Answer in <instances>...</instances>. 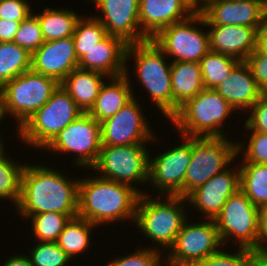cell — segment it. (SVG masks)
<instances>
[{"label":"cell","mask_w":267,"mask_h":266,"mask_svg":"<svg viewBox=\"0 0 267 266\" xmlns=\"http://www.w3.org/2000/svg\"><path fill=\"white\" fill-rule=\"evenodd\" d=\"M135 58V68L142 86L148 90L158 109L172 117L171 64L165 62L164 52L151 40L127 46L125 60ZM128 58V59H127Z\"/></svg>","instance_id":"8992f818"},{"label":"cell","mask_w":267,"mask_h":266,"mask_svg":"<svg viewBox=\"0 0 267 266\" xmlns=\"http://www.w3.org/2000/svg\"><path fill=\"white\" fill-rule=\"evenodd\" d=\"M244 144L229 142L225 137H192V154L185 174L183 198L220 174L244 149Z\"/></svg>","instance_id":"ba28073f"},{"label":"cell","mask_w":267,"mask_h":266,"mask_svg":"<svg viewBox=\"0 0 267 266\" xmlns=\"http://www.w3.org/2000/svg\"><path fill=\"white\" fill-rule=\"evenodd\" d=\"M127 46L122 39L107 35L79 59L78 67L103 73L110 78L122 76L127 69Z\"/></svg>","instance_id":"44dd1931"},{"label":"cell","mask_w":267,"mask_h":266,"mask_svg":"<svg viewBox=\"0 0 267 266\" xmlns=\"http://www.w3.org/2000/svg\"><path fill=\"white\" fill-rule=\"evenodd\" d=\"M196 11H199L202 6H200L199 0H186Z\"/></svg>","instance_id":"c3c4849f"},{"label":"cell","mask_w":267,"mask_h":266,"mask_svg":"<svg viewBox=\"0 0 267 266\" xmlns=\"http://www.w3.org/2000/svg\"><path fill=\"white\" fill-rule=\"evenodd\" d=\"M127 70L124 75L112 77L110 84L102 85L99 95L88 112L97 122L114 116L124 105L134 98Z\"/></svg>","instance_id":"484cf974"},{"label":"cell","mask_w":267,"mask_h":266,"mask_svg":"<svg viewBox=\"0 0 267 266\" xmlns=\"http://www.w3.org/2000/svg\"><path fill=\"white\" fill-rule=\"evenodd\" d=\"M160 253L155 249H143L134 252L133 254L123 256V258L117 257L112 262H109L106 266H160Z\"/></svg>","instance_id":"74e56055"},{"label":"cell","mask_w":267,"mask_h":266,"mask_svg":"<svg viewBox=\"0 0 267 266\" xmlns=\"http://www.w3.org/2000/svg\"><path fill=\"white\" fill-rule=\"evenodd\" d=\"M222 244L228 237H237L239 248L264 247L259 231L258 207L239 189L232 194L214 219Z\"/></svg>","instance_id":"9c48e42d"},{"label":"cell","mask_w":267,"mask_h":266,"mask_svg":"<svg viewBox=\"0 0 267 266\" xmlns=\"http://www.w3.org/2000/svg\"><path fill=\"white\" fill-rule=\"evenodd\" d=\"M21 21L0 19V42L13 41Z\"/></svg>","instance_id":"7bdbcfd3"},{"label":"cell","mask_w":267,"mask_h":266,"mask_svg":"<svg viewBox=\"0 0 267 266\" xmlns=\"http://www.w3.org/2000/svg\"><path fill=\"white\" fill-rule=\"evenodd\" d=\"M239 189L240 170L225 169L191 192L186 201L200 209L206 218L214 220L228 198Z\"/></svg>","instance_id":"d6986e66"},{"label":"cell","mask_w":267,"mask_h":266,"mask_svg":"<svg viewBox=\"0 0 267 266\" xmlns=\"http://www.w3.org/2000/svg\"><path fill=\"white\" fill-rule=\"evenodd\" d=\"M13 42L26 49L30 54L45 42L38 17L33 13L20 22Z\"/></svg>","instance_id":"e575fe53"},{"label":"cell","mask_w":267,"mask_h":266,"mask_svg":"<svg viewBox=\"0 0 267 266\" xmlns=\"http://www.w3.org/2000/svg\"><path fill=\"white\" fill-rule=\"evenodd\" d=\"M257 48L264 53H267V11L260 28L257 30Z\"/></svg>","instance_id":"f6af8a7d"},{"label":"cell","mask_w":267,"mask_h":266,"mask_svg":"<svg viewBox=\"0 0 267 266\" xmlns=\"http://www.w3.org/2000/svg\"><path fill=\"white\" fill-rule=\"evenodd\" d=\"M31 69V54L13 41L0 42V88Z\"/></svg>","instance_id":"83f0119b"},{"label":"cell","mask_w":267,"mask_h":266,"mask_svg":"<svg viewBox=\"0 0 267 266\" xmlns=\"http://www.w3.org/2000/svg\"><path fill=\"white\" fill-rule=\"evenodd\" d=\"M30 165L22 173L18 213L27 218L46 212L78 215L79 181L70 182L52 168Z\"/></svg>","instance_id":"6da1fadb"},{"label":"cell","mask_w":267,"mask_h":266,"mask_svg":"<svg viewBox=\"0 0 267 266\" xmlns=\"http://www.w3.org/2000/svg\"><path fill=\"white\" fill-rule=\"evenodd\" d=\"M199 22V11L184 21L171 24L162 29L151 40L168 56L174 57L173 62H199L210 51L209 32H202L194 24Z\"/></svg>","instance_id":"8fae6325"},{"label":"cell","mask_w":267,"mask_h":266,"mask_svg":"<svg viewBox=\"0 0 267 266\" xmlns=\"http://www.w3.org/2000/svg\"><path fill=\"white\" fill-rule=\"evenodd\" d=\"M186 140L167 152L149 159L148 180L159 188V192H166V196H181L183 198V185L185 174L192 154V137H183Z\"/></svg>","instance_id":"9a60e30c"},{"label":"cell","mask_w":267,"mask_h":266,"mask_svg":"<svg viewBox=\"0 0 267 266\" xmlns=\"http://www.w3.org/2000/svg\"><path fill=\"white\" fill-rule=\"evenodd\" d=\"M3 148H4L3 143L0 140V156H2L4 154V152H5V151H3Z\"/></svg>","instance_id":"f907efd6"},{"label":"cell","mask_w":267,"mask_h":266,"mask_svg":"<svg viewBox=\"0 0 267 266\" xmlns=\"http://www.w3.org/2000/svg\"><path fill=\"white\" fill-rule=\"evenodd\" d=\"M253 266H267V247L253 250Z\"/></svg>","instance_id":"bcb514c9"},{"label":"cell","mask_w":267,"mask_h":266,"mask_svg":"<svg viewBox=\"0 0 267 266\" xmlns=\"http://www.w3.org/2000/svg\"><path fill=\"white\" fill-rule=\"evenodd\" d=\"M101 144V124L89 113H82L63 129L47 146L53 151L77 152V165H95Z\"/></svg>","instance_id":"4fadbf2b"},{"label":"cell","mask_w":267,"mask_h":266,"mask_svg":"<svg viewBox=\"0 0 267 266\" xmlns=\"http://www.w3.org/2000/svg\"><path fill=\"white\" fill-rule=\"evenodd\" d=\"M245 62L250 66L258 87L264 94L267 93V53L256 48Z\"/></svg>","instance_id":"ab89813d"},{"label":"cell","mask_w":267,"mask_h":266,"mask_svg":"<svg viewBox=\"0 0 267 266\" xmlns=\"http://www.w3.org/2000/svg\"><path fill=\"white\" fill-rule=\"evenodd\" d=\"M210 50L246 61L257 48V29L241 25H207Z\"/></svg>","instance_id":"7402d4cb"},{"label":"cell","mask_w":267,"mask_h":266,"mask_svg":"<svg viewBox=\"0 0 267 266\" xmlns=\"http://www.w3.org/2000/svg\"><path fill=\"white\" fill-rule=\"evenodd\" d=\"M77 216L58 212H46L30 216L33 220L32 230L35 238L37 237L40 242H56L69 220Z\"/></svg>","instance_id":"d6a6232c"},{"label":"cell","mask_w":267,"mask_h":266,"mask_svg":"<svg viewBox=\"0 0 267 266\" xmlns=\"http://www.w3.org/2000/svg\"><path fill=\"white\" fill-rule=\"evenodd\" d=\"M245 152L244 162L267 164V134L253 131Z\"/></svg>","instance_id":"f35d334b"},{"label":"cell","mask_w":267,"mask_h":266,"mask_svg":"<svg viewBox=\"0 0 267 266\" xmlns=\"http://www.w3.org/2000/svg\"><path fill=\"white\" fill-rule=\"evenodd\" d=\"M104 17H95L107 34L122 39L127 45L149 40L139 25V0H92Z\"/></svg>","instance_id":"e0dca14e"},{"label":"cell","mask_w":267,"mask_h":266,"mask_svg":"<svg viewBox=\"0 0 267 266\" xmlns=\"http://www.w3.org/2000/svg\"><path fill=\"white\" fill-rule=\"evenodd\" d=\"M3 266H32L29 258L27 256H11Z\"/></svg>","instance_id":"7dc6e473"},{"label":"cell","mask_w":267,"mask_h":266,"mask_svg":"<svg viewBox=\"0 0 267 266\" xmlns=\"http://www.w3.org/2000/svg\"><path fill=\"white\" fill-rule=\"evenodd\" d=\"M240 166V189L259 207L267 203V164L244 162Z\"/></svg>","instance_id":"f1b7e54d"},{"label":"cell","mask_w":267,"mask_h":266,"mask_svg":"<svg viewBox=\"0 0 267 266\" xmlns=\"http://www.w3.org/2000/svg\"><path fill=\"white\" fill-rule=\"evenodd\" d=\"M172 116L186 101L205 89L199 62L171 63Z\"/></svg>","instance_id":"cb8c5ba5"},{"label":"cell","mask_w":267,"mask_h":266,"mask_svg":"<svg viewBox=\"0 0 267 266\" xmlns=\"http://www.w3.org/2000/svg\"><path fill=\"white\" fill-rule=\"evenodd\" d=\"M60 83L49 76L28 70L0 88L5 115L18 120L20 128L52 96ZM9 112V113H8Z\"/></svg>","instance_id":"52a82bcc"},{"label":"cell","mask_w":267,"mask_h":266,"mask_svg":"<svg viewBox=\"0 0 267 266\" xmlns=\"http://www.w3.org/2000/svg\"><path fill=\"white\" fill-rule=\"evenodd\" d=\"M215 90L233 109L240 110L251 108L264 95L245 61H241Z\"/></svg>","instance_id":"603a6c76"},{"label":"cell","mask_w":267,"mask_h":266,"mask_svg":"<svg viewBox=\"0 0 267 266\" xmlns=\"http://www.w3.org/2000/svg\"><path fill=\"white\" fill-rule=\"evenodd\" d=\"M135 98L101 124L102 146L144 144L154 136L149 130Z\"/></svg>","instance_id":"2e32d148"},{"label":"cell","mask_w":267,"mask_h":266,"mask_svg":"<svg viewBox=\"0 0 267 266\" xmlns=\"http://www.w3.org/2000/svg\"><path fill=\"white\" fill-rule=\"evenodd\" d=\"M142 193L135 186L99 176L79 180L78 216L97 226L127 218L134 221Z\"/></svg>","instance_id":"7a4b0ae2"},{"label":"cell","mask_w":267,"mask_h":266,"mask_svg":"<svg viewBox=\"0 0 267 266\" xmlns=\"http://www.w3.org/2000/svg\"><path fill=\"white\" fill-rule=\"evenodd\" d=\"M197 266H253V250L240 247L239 252L236 254L218 250Z\"/></svg>","instance_id":"8d00e7d4"},{"label":"cell","mask_w":267,"mask_h":266,"mask_svg":"<svg viewBox=\"0 0 267 266\" xmlns=\"http://www.w3.org/2000/svg\"><path fill=\"white\" fill-rule=\"evenodd\" d=\"M103 76L107 75L77 67L60 82V86L75 101L83 113H88L104 84Z\"/></svg>","instance_id":"d4e9b609"},{"label":"cell","mask_w":267,"mask_h":266,"mask_svg":"<svg viewBox=\"0 0 267 266\" xmlns=\"http://www.w3.org/2000/svg\"><path fill=\"white\" fill-rule=\"evenodd\" d=\"M185 199L181 196H168L167 202H164L142 193L137 201L134 222L148 238L168 250L173 246L186 220L184 206L181 204Z\"/></svg>","instance_id":"5b68a950"},{"label":"cell","mask_w":267,"mask_h":266,"mask_svg":"<svg viewBox=\"0 0 267 266\" xmlns=\"http://www.w3.org/2000/svg\"><path fill=\"white\" fill-rule=\"evenodd\" d=\"M31 14L25 0H0V19L23 21Z\"/></svg>","instance_id":"b9f144b4"},{"label":"cell","mask_w":267,"mask_h":266,"mask_svg":"<svg viewBox=\"0 0 267 266\" xmlns=\"http://www.w3.org/2000/svg\"><path fill=\"white\" fill-rule=\"evenodd\" d=\"M233 110L215 89L205 88L180 106L169 121L186 137H225L219 127Z\"/></svg>","instance_id":"3957f363"},{"label":"cell","mask_w":267,"mask_h":266,"mask_svg":"<svg viewBox=\"0 0 267 266\" xmlns=\"http://www.w3.org/2000/svg\"><path fill=\"white\" fill-rule=\"evenodd\" d=\"M201 6L198 24L202 26L241 25L258 30L267 11L264 0H209Z\"/></svg>","instance_id":"5bb4252c"},{"label":"cell","mask_w":267,"mask_h":266,"mask_svg":"<svg viewBox=\"0 0 267 266\" xmlns=\"http://www.w3.org/2000/svg\"><path fill=\"white\" fill-rule=\"evenodd\" d=\"M83 111L59 85L50 99L19 129L23 141L37 148H45L63 129Z\"/></svg>","instance_id":"277c9868"},{"label":"cell","mask_w":267,"mask_h":266,"mask_svg":"<svg viewBox=\"0 0 267 266\" xmlns=\"http://www.w3.org/2000/svg\"><path fill=\"white\" fill-rule=\"evenodd\" d=\"M198 224L184 221L168 256V265L197 266L222 246L217 226L213 219Z\"/></svg>","instance_id":"7c38bea8"},{"label":"cell","mask_w":267,"mask_h":266,"mask_svg":"<svg viewBox=\"0 0 267 266\" xmlns=\"http://www.w3.org/2000/svg\"><path fill=\"white\" fill-rule=\"evenodd\" d=\"M73 36L45 41L31 54V70L52 77L59 83L78 67Z\"/></svg>","instance_id":"ac0fdd59"},{"label":"cell","mask_w":267,"mask_h":266,"mask_svg":"<svg viewBox=\"0 0 267 266\" xmlns=\"http://www.w3.org/2000/svg\"><path fill=\"white\" fill-rule=\"evenodd\" d=\"M196 10L186 0H139L142 33L154 38L162 29L186 20Z\"/></svg>","instance_id":"ffe728a7"},{"label":"cell","mask_w":267,"mask_h":266,"mask_svg":"<svg viewBox=\"0 0 267 266\" xmlns=\"http://www.w3.org/2000/svg\"><path fill=\"white\" fill-rule=\"evenodd\" d=\"M258 217H259V231L261 242L267 247V203L260 205L258 207ZM266 241V242H264Z\"/></svg>","instance_id":"ee69618b"},{"label":"cell","mask_w":267,"mask_h":266,"mask_svg":"<svg viewBox=\"0 0 267 266\" xmlns=\"http://www.w3.org/2000/svg\"><path fill=\"white\" fill-rule=\"evenodd\" d=\"M201 1H202V2H201ZM207 1H209V0H199V3L201 2V4H202V3L205 4Z\"/></svg>","instance_id":"816d5d0a"},{"label":"cell","mask_w":267,"mask_h":266,"mask_svg":"<svg viewBox=\"0 0 267 266\" xmlns=\"http://www.w3.org/2000/svg\"><path fill=\"white\" fill-rule=\"evenodd\" d=\"M95 224L79 216L71 218L66 224L56 243L70 257L84 252L89 247L90 230Z\"/></svg>","instance_id":"4dcf8cb0"},{"label":"cell","mask_w":267,"mask_h":266,"mask_svg":"<svg viewBox=\"0 0 267 266\" xmlns=\"http://www.w3.org/2000/svg\"><path fill=\"white\" fill-rule=\"evenodd\" d=\"M250 109L252 112L245 121V128L267 134V96L264 94Z\"/></svg>","instance_id":"60d3db41"},{"label":"cell","mask_w":267,"mask_h":266,"mask_svg":"<svg viewBox=\"0 0 267 266\" xmlns=\"http://www.w3.org/2000/svg\"><path fill=\"white\" fill-rule=\"evenodd\" d=\"M25 164L14 163L5 154L0 156V198L14 201L17 205L21 194V180Z\"/></svg>","instance_id":"836d02e7"},{"label":"cell","mask_w":267,"mask_h":266,"mask_svg":"<svg viewBox=\"0 0 267 266\" xmlns=\"http://www.w3.org/2000/svg\"><path fill=\"white\" fill-rule=\"evenodd\" d=\"M107 35L105 27L98 19L92 17L85 20L80 17L76 22L73 33L75 53L78 60Z\"/></svg>","instance_id":"1f68e13d"},{"label":"cell","mask_w":267,"mask_h":266,"mask_svg":"<svg viewBox=\"0 0 267 266\" xmlns=\"http://www.w3.org/2000/svg\"><path fill=\"white\" fill-rule=\"evenodd\" d=\"M150 158L143 144L102 146L92 168L102 172L101 178L131 185L148 181Z\"/></svg>","instance_id":"30bf717a"},{"label":"cell","mask_w":267,"mask_h":266,"mask_svg":"<svg viewBox=\"0 0 267 266\" xmlns=\"http://www.w3.org/2000/svg\"><path fill=\"white\" fill-rule=\"evenodd\" d=\"M32 266H65L71 258L56 242H41L28 257Z\"/></svg>","instance_id":"d590c367"},{"label":"cell","mask_w":267,"mask_h":266,"mask_svg":"<svg viewBox=\"0 0 267 266\" xmlns=\"http://www.w3.org/2000/svg\"><path fill=\"white\" fill-rule=\"evenodd\" d=\"M38 17L42 34L45 41L59 40L73 36L77 20L80 18L76 13L66 10H53L45 8Z\"/></svg>","instance_id":"4316f807"},{"label":"cell","mask_w":267,"mask_h":266,"mask_svg":"<svg viewBox=\"0 0 267 266\" xmlns=\"http://www.w3.org/2000/svg\"><path fill=\"white\" fill-rule=\"evenodd\" d=\"M241 61L218 52L209 51L199 61L206 89H216Z\"/></svg>","instance_id":"f546056e"},{"label":"cell","mask_w":267,"mask_h":266,"mask_svg":"<svg viewBox=\"0 0 267 266\" xmlns=\"http://www.w3.org/2000/svg\"><path fill=\"white\" fill-rule=\"evenodd\" d=\"M3 117H5V112H4V108H3L2 102L0 100V121H1V119Z\"/></svg>","instance_id":"681fc988"}]
</instances>
